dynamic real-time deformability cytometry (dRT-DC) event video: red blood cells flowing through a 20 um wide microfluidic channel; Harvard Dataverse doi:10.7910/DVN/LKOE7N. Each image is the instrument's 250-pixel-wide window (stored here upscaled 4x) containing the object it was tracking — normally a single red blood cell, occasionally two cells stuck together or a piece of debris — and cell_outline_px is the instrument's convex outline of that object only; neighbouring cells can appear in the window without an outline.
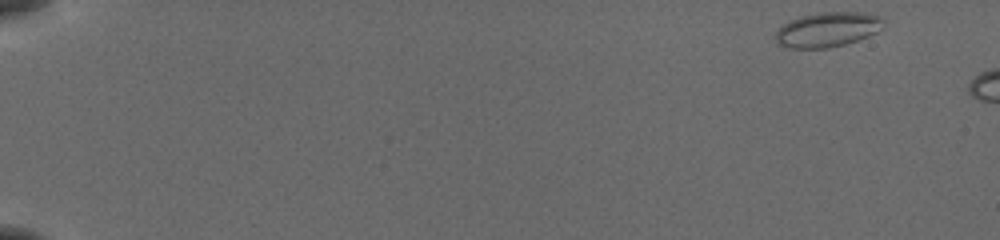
{"species": "common noctule bat (a hibernating species)", "species_latin": "Nyctalus noctula", "temperature_condition": "cold", "stored_images_in_passage": 6, "camera_frame_rate_fps": 3000, "um_per_image_px": 0.085, "animal": {"sex": "female", "body_mass_g": 19.5, "forearm_length_mm": 54.1}, "frame": {"image": 1, "passage_image": 1, "time_ms": 0.0, "image_size_px": [1000, 240], "cell_outline_px": [[884, 20], [876, 32], [868, 36], [844, 44], [828, 48], [788, 48], [776, 44], [776, 32], [784, 24], [800, 16], [820, 12], [860, 12], [884, 16]], "centroid_in_image_um": [70.33, 2.51], "position_along_channel_um": 14.7, "area_um2": 21.73}}